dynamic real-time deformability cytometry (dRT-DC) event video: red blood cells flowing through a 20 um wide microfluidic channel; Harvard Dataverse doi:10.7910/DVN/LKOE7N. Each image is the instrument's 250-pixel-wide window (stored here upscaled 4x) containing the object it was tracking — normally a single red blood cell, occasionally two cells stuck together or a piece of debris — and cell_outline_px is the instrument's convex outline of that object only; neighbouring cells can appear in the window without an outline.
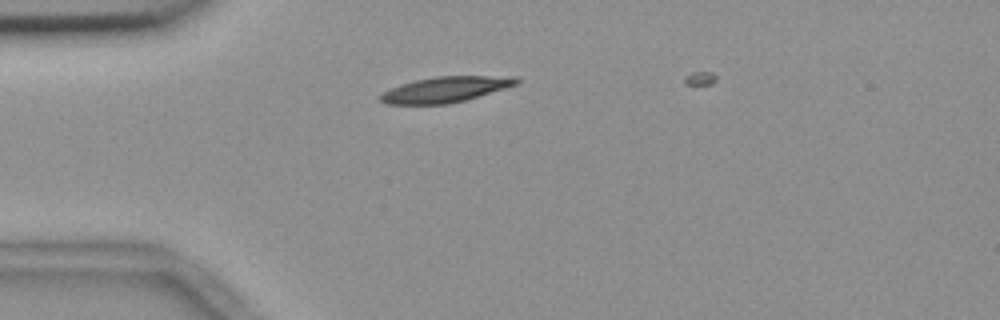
{"species": "common noctule bat (a hibernating species)", "species_latin": "Nyctalus noctula", "temperature_condition": "room temperature", "stored_images_in_passage": 37, "camera_frame_rate_fps": 3000, "um_per_image_px": 0.085, "animal": {"sex": "female", "body_mass_g": 18.4}, "frame": {"image": 1, "passage_image": 6, "time_ms": 1.667, "image_size_px": [1000, 320], "cell_outline_px": [[520, 84], [464, 100], [448, 104], [388, 104], [380, 100], [376, 96], [400, 84], [416, 80], [436, 76], [516, 76], [520, 80]], "centroid_in_image_um": [37.89, 7.6], "position_along_channel_um": 47.1, "area_um2": 20.29}}
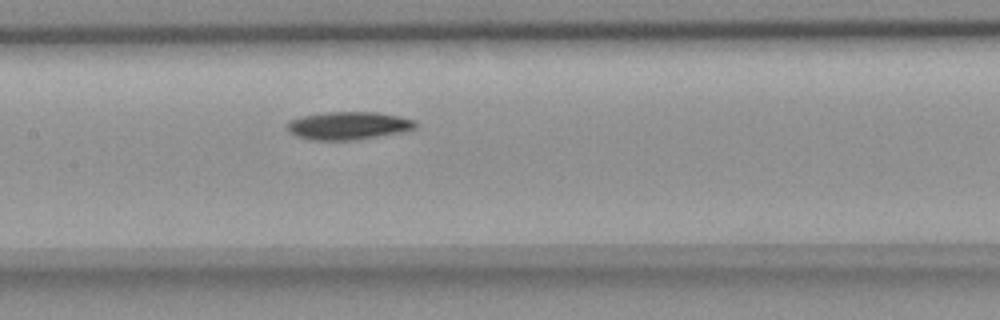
{"frame": {"image": 2, "passage_image": 18, "time_ms": 5.667, "image_size_px": [1000, 320], "cell_outline_px": [[416, 128], [400, 132], [352, 140], [312, 140], [296, 136], [288, 132], [288, 120], [304, 116], [324, 112], [376, 112], [416, 120]], "centroid_in_image_um": [29.57, 10.68], "position_along_channel_um": 177.8, "area_um2": 20.63}}
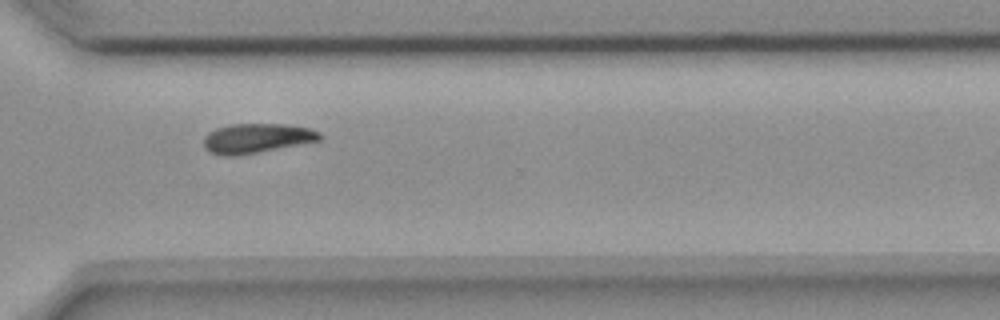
{"frame": {"image": 3, "passage_image": 32, "time_ms": 10.333, "image_size_px": [1000, 320], "cell_outline_px": [[324, 136], [320, 140], [236, 156], [224, 156], [208, 152], [204, 148], [204, 136], [208, 132], [216, 128], [232, 124], [284, 124], [308, 128], [320, 132]], "centroid_in_image_um": [21.78, 11.75], "position_along_channel_um": 348.8, "area_um2": 19.94}}